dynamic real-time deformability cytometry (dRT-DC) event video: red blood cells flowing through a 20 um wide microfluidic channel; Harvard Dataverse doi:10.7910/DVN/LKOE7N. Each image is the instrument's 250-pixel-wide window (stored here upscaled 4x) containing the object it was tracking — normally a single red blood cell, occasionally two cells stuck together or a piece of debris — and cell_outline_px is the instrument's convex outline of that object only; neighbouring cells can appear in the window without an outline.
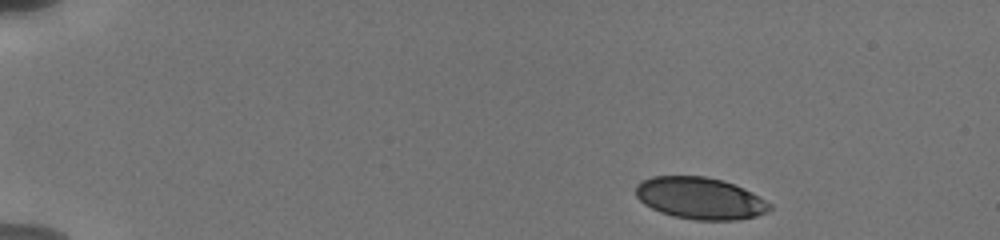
{"species": "human", "species_latin": "Homo sapiens", "temperature_condition": "cold", "stored_images_in_passage": 4, "camera_frame_rate_fps": 3000, "um_per_image_px": 0.085, "donor": {"sex": "male"}, "frame": {"image": 1, "passage_image": 1, "time_ms": 0.0, "image_size_px": [1000, 240], "cell_outline_px": [[772, 208], [768, 212], [756, 216], [736, 220], [696, 220], [676, 216], [660, 212], [644, 204], [636, 196], [636, 184], [640, 180], [652, 176], [704, 176], [724, 180], [744, 188], [752, 192], [772, 204]], "centroid_in_image_um": [59.52, 16.84], "position_along_channel_um": 25.5, "area_um2": 32.83}}